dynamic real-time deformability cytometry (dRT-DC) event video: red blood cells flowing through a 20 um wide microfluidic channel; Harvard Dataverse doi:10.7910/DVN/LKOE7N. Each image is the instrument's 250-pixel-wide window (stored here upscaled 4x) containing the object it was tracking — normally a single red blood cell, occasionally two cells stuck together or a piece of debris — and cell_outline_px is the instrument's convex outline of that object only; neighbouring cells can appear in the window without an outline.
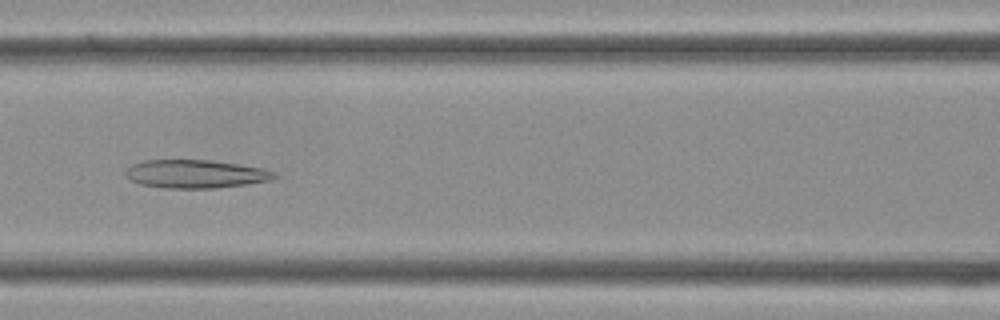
{"species": "Egyptian fruit bat (a non-hibernating species)", "species_latin": "Rousettus aegyptiacus", "temperature_condition": "cold", "stored_images_in_passage": 35, "camera_frame_rate_fps": 3000, "um_per_image_px": 0.085, "frame": {"image": 1, "passage_image": 15, "time_ms": 4.667, "image_size_px": [1000, 320], "cell_outline_px": [[280, 176], [272, 180], [248, 184], [216, 188], [164, 188], [140, 184], [124, 176], [124, 172], [132, 164], [144, 160], [208, 160], [264, 168], [276, 172]], "centroid_in_image_um": [16.65, 14.79], "position_along_channel_um": 149.9, "area_um2": 24.68}}
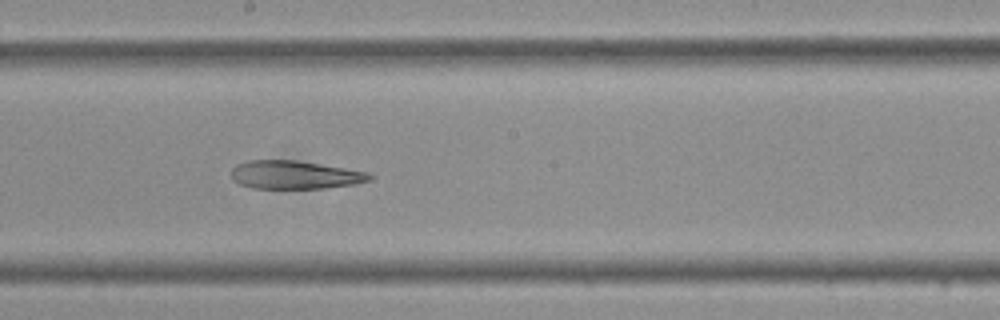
{"frame": {"image": 2, "passage_image": 19, "time_ms": 6.0, "image_size_px": [1000, 320], "cell_outline_px": [[376, 176], [372, 180], [356, 184], [324, 188], [252, 188], [240, 184], [232, 180], [232, 168], [236, 164], [248, 160], [296, 160], [368, 172]], "centroid_in_image_um": [25.08, 14.86], "position_along_channel_um": 223.1, "area_um2": 22.89}}
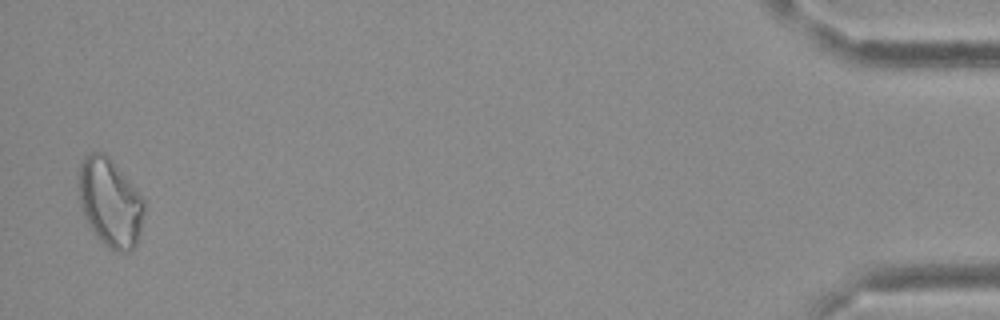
{"frame": {"image": 3, "passage_image": 35, "time_ms": 11.333, "image_size_px": [1000, 320], "cell_outline_px": [[144, 212], [140, 232], [136, 244], [128, 252], [120, 252], [108, 248], [96, 236], [88, 224], [84, 216], [80, 204], [76, 176], [80, 164], [84, 156], [88, 152], [104, 152], [112, 160], [144, 200]], "centroid_in_image_um": [9.31, 17.19], "position_along_channel_um": 425.9, "area_um2": 33.87}}